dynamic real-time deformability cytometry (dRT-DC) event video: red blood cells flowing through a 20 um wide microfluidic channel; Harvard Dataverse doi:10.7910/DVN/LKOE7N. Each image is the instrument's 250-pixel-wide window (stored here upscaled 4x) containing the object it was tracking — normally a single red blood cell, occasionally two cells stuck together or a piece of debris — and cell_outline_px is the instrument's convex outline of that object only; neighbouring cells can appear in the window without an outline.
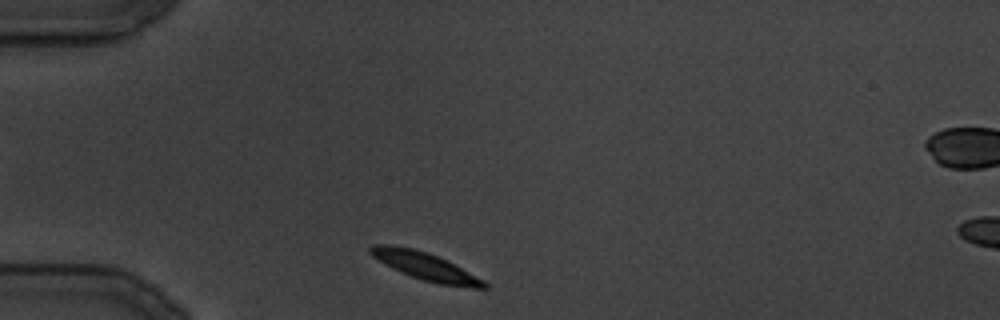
{"species": "common noctule bat (a hibernating species)", "species_latin": "Nyctalus noctula", "temperature_condition": "cold", "stored_images_in_passage": 3, "camera_frame_rate_fps": 3000, "um_per_image_px": 0.085, "animal": {"sex": "male", "body_mass_g": 19.5, "forearm_length_mm": 54.6}, "frame": {"image": 1, "passage_image": 1, "time_ms": 0.0, "image_size_px": [1000, 320], "cell_outline_px": [[488, 288], [476, 288], [436, 284], [400, 272], [392, 268], [372, 256], [368, 252], [368, 248], [372, 244], [392, 244], [412, 248], [428, 252], [484, 280], [488, 284]], "centroid_in_image_um": [36.09, 22.62], "position_along_channel_um": 48.9, "area_um2": 18.15}}